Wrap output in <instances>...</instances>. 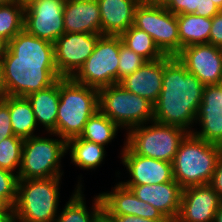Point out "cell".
<instances>
[{
  "instance_id": "1",
  "label": "cell",
  "mask_w": 222,
  "mask_h": 222,
  "mask_svg": "<svg viewBox=\"0 0 222 222\" xmlns=\"http://www.w3.org/2000/svg\"><path fill=\"white\" fill-rule=\"evenodd\" d=\"M1 60L3 95L26 97L62 78L55 66L54 44L25 30L7 43Z\"/></svg>"
},
{
  "instance_id": "2",
  "label": "cell",
  "mask_w": 222,
  "mask_h": 222,
  "mask_svg": "<svg viewBox=\"0 0 222 222\" xmlns=\"http://www.w3.org/2000/svg\"><path fill=\"white\" fill-rule=\"evenodd\" d=\"M204 87L177 57L165 56L162 89L154 104L153 120L192 133Z\"/></svg>"
},
{
  "instance_id": "3",
  "label": "cell",
  "mask_w": 222,
  "mask_h": 222,
  "mask_svg": "<svg viewBox=\"0 0 222 222\" xmlns=\"http://www.w3.org/2000/svg\"><path fill=\"white\" fill-rule=\"evenodd\" d=\"M99 110V90L74 81L71 77L59 79V104L56 134L66 142L79 137L89 118Z\"/></svg>"
},
{
  "instance_id": "4",
  "label": "cell",
  "mask_w": 222,
  "mask_h": 222,
  "mask_svg": "<svg viewBox=\"0 0 222 222\" xmlns=\"http://www.w3.org/2000/svg\"><path fill=\"white\" fill-rule=\"evenodd\" d=\"M222 146L189 133L172 162L173 178L184 189L211 182Z\"/></svg>"
},
{
  "instance_id": "5",
  "label": "cell",
  "mask_w": 222,
  "mask_h": 222,
  "mask_svg": "<svg viewBox=\"0 0 222 222\" xmlns=\"http://www.w3.org/2000/svg\"><path fill=\"white\" fill-rule=\"evenodd\" d=\"M62 177L18 180L14 222H54Z\"/></svg>"
},
{
  "instance_id": "6",
  "label": "cell",
  "mask_w": 222,
  "mask_h": 222,
  "mask_svg": "<svg viewBox=\"0 0 222 222\" xmlns=\"http://www.w3.org/2000/svg\"><path fill=\"white\" fill-rule=\"evenodd\" d=\"M188 134L182 128L153 120L130 129L125 144L135 154L172 163L181 142Z\"/></svg>"
},
{
  "instance_id": "7",
  "label": "cell",
  "mask_w": 222,
  "mask_h": 222,
  "mask_svg": "<svg viewBox=\"0 0 222 222\" xmlns=\"http://www.w3.org/2000/svg\"><path fill=\"white\" fill-rule=\"evenodd\" d=\"M99 110L126 132L154 119V104L119 83L99 89Z\"/></svg>"
},
{
  "instance_id": "8",
  "label": "cell",
  "mask_w": 222,
  "mask_h": 222,
  "mask_svg": "<svg viewBox=\"0 0 222 222\" xmlns=\"http://www.w3.org/2000/svg\"><path fill=\"white\" fill-rule=\"evenodd\" d=\"M67 153V142L35 135L24 140L18 179L62 177L61 159Z\"/></svg>"
},
{
  "instance_id": "9",
  "label": "cell",
  "mask_w": 222,
  "mask_h": 222,
  "mask_svg": "<svg viewBox=\"0 0 222 222\" xmlns=\"http://www.w3.org/2000/svg\"><path fill=\"white\" fill-rule=\"evenodd\" d=\"M119 52L120 35H101L93 53L71 78L98 90L117 84Z\"/></svg>"
},
{
  "instance_id": "10",
  "label": "cell",
  "mask_w": 222,
  "mask_h": 222,
  "mask_svg": "<svg viewBox=\"0 0 222 222\" xmlns=\"http://www.w3.org/2000/svg\"><path fill=\"white\" fill-rule=\"evenodd\" d=\"M133 26L149 34L165 56L176 57L182 50L177 15L163 4L140 2L134 13Z\"/></svg>"
},
{
  "instance_id": "11",
  "label": "cell",
  "mask_w": 222,
  "mask_h": 222,
  "mask_svg": "<svg viewBox=\"0 0 222 222\" xmlns=\"http://www.w3.org/2000/svg\"><path fill=\"white\" fill-rule=\"evenodd\" d=\"M65 0H38L25 8L24 30L54 43L65 33L63 10Z\"/></svg>"
},
{
  "instance_id": "12",
  "label": "cell",
  "mask_w": 222,
  "mask_h": 222,
  "mask_svg": "<svg viewBox=\"0 0 222 222\" xmlns=\"http://www.w3.org/2000/svg\"><path fill=\"white\" fill-rule=\"evenodd\" d=\"M102 34L64 33L53 43L54 61L61 77H72L93 53Z\"/></svg>"
},
{
  "instance_id": "13",
  "label": "cell",
  "mask_w": 222,
  "mask_h": 222,
  "mask_svg": "<svg viewBox=\"0 0 222 222\" xmlns=\"http://www.w3.org/2000/svg\"><path fill=\"white\" fill-rule=\"evenodd\" d=\"M204 86L222 81V48L212 44H194L182 48L176 56Z\"/></svg>"
},
{
  "instance_id": "14",
  "label": "cell",
  "mask_w": 222,
  "mask_h": 222,
  "mask_svg": "<svg viewBox=\"0 0 222 222\" xmlns=\"http://www.w3.org/2000/svg\"><path fill=\"white\" fill-rule=\"evenodd\" d=\"M121 159L131 177L130 180L121 181L122 185H157L174 180L172 163L135 154L125 141Z\"/></svg>"
},
{
  "instance_id": "15",
  "label": "cell",
  "mask_w": 222,
  "mask_h": 222,
  "mask_svg": "<svg viewBox=\"0 0 222 222\" xmlns=\"http://www.w3.org/2000/svg\"><path fill=\"white\" fill-rule=\"evenodd\" d=\"M222 199L209 185L184 188L175 222H214Z\"/></svg>"
},
{
  "instance_id": "16",
  "label": "cell",
  "mask_w": 222,
  "mask_h": 222,
  "mask_svg": "<svg viewBox=\"0 0 222 222\" xmlns=\"http://www.w3.org/2000/svg\"><path fill=\"white\" fill-rule=\"evenodd\" d=\"M197 123L201 129H193V135L222 146V81L204 87L202 102L196 114Z\"/></svg>"
},
{
  "instance_id": "17",
  "label": "cell",
  "mask_w": 222,
  "mask_h": 222,
  "mask_svg": "<svg viewBox=\"0 0 222 222\" xmlns=\"http://www.w3.org/2000/svg\"><path fill=\"white\" fill-rule=\"evenodd\" d=\"M141 201L158 211L169 221L175 222L179 210L183 188L175 181L152 185H123Z\"/></svg>"
},
{
  "instance_id": "18",
  "label": "cell",
  "mask_w": 222,
  "mask_h": 222,
  "mask_svg": "<svg viewBox=\"0 0 222 222\" xmlns=\"http://www.w3.org/2000/svg\"><path fill=\"white\" fill-rule=\"evenodd\" d=\"M103 207L111 215H134L151 220H167L152 205L138 199L132 191L120 182L111 192L99 193Z\"/></svg>"
},
{
  "instance_id": "19",
  "label": "cell",
  "mask_w": 222,
  "mask_h": 222,
  "mask_svg": "<svg viewBox=\"0 0 222 222\" xmlns=\"http://www.w3.org/2000/svg\"><path fill=\"white\" fill-rule=\"evenodd\" d=\"M164 57L146 61L138 70L119 81L125 90L139 95L155 104L162 89Z\"/></svg>"
},
{
  "instance_id": "20",
  "label": "cell",
  "mask_w": 222,
  "mask_h": 222,
  "mask_svg": "<svg viewBox=\"0 0 222 222\" xmlns=\"http://www.w3.org/2000/svg\"><path fill=\"white\" fill-rule=\"evenodd\" d=\"M65 33L101 34V14L97 0H65Z\"/></svg>"
},
{
  "instance_id": "21",
  "label": "cell",
  "mask_w": 222,
  "mask_h": 222,
  "mask_svg": "<svg viewBox=\"0 0 222 222\" xmlns=\"http://www.w3.org/2000/svg\"><path fill=\"white\" fill-rule=\"evenodd\" d=\"M101 14V34L121 35L133 25L141 0H97Z\"/></svg>"
},
{
  "instance_id": "22",
  "label": "cell",
  "mask_w": 222,
  "mask_h": 222,
  "mask_svg": "<svg viewBox=\"0 0 222 222\" xmlns=\"http://www.w3.org/2000/svg\"><path fill=\"white\" fill-rule=\"evenodd\" d=\"M30 101L37 121L47 133L56 134L57 109L59 104V79L50 87L26 96Z\"/></svg>"
},
{
  "instance_id": "23",
  "label": "cell",
  "mask_w": 222,
  "mask_h": 222,
  "mask_svg": "<svg viewBox=\"0 0 222 222\" xmlns=\"http://www.w3.org/2000/svg\"><path fill=\"white\" fill-rule=\"evenodd\" d=\"M1 99L9 106L13 134L24 140L35 136L37 121L27 97L2 95Z\"/></svg>"
},
{
  "instance_id": "24",
  "label": "cell",
  "mask_w": 222,
  "mask_h": 222,
  "mask_svg": "<svg viewBox=\"0 0 222 222\" xmlns=\"http://www.w3.org/2000/svg\"><path fill=\"white\" fill-rule=\"evenodd\" d=\"M177 23L182 48L209 43L212 18H205L194 13L177 14Z\"/></svg>"
},
{
  "instance_id": "25",
  "label": "cell",
  "mask_w": 222,
  "mask_h": 222,
  "mask_svg": "<svg viewBox=\"0 0 222 222\" xmlns=\"http://www.w3.org/2000/svg\"><path fill=\"white\" fill-rule=\"evenodd\" d=\"M82 187V184L78 182L74 193L54 222H93L94 216L103 207L101 196L98 194L94 197L90 213L86 206Z\"/></svg>"
},
{
  "instance_id": "26",
  "label": "cell",
  "mask_w": 222,
  "mask_h": 222,
  "mask_svg": "<svg viewBox=\"0 0 222 222\" xmlns=\"http://www.w3.org/2000/svg\"><path fill=\"white\" fill-rule=\"evenodd\" d=\"M68 151L71 153L72 163L83 170L97 168L103 162L106 155L104 146L81 139L80 137L67 141V153Z\"/></svg>"
},
{
  "instance_id": "27",
  "label": "cell",
  "mask_w": 222,
  "mask_h": 222,
  "mask_svg": "<svg viewBox=\"0 0 222 222\" xmlns=\"http://www.w3.org/2000/svg\"><path fill=\"white\" fill-rule=\"evenodd\" d=\"M118 129L121 128L115 122L97 110L86 122L79 137L105 147L116 137Z\"/></svg>"
},
{
  "instance_id": "28",
  "label": "cell",
  "mask_w": 222,
  "mask_h": 222,
  "mask_svg": "<svg viewBox=\"0 0 222 222\" xmlns=\"http://www.w3.org/2000/svg\"><path fill=\"white\" fill-rule=\"evenodd\" d=\"M120 37L125 46L143 57L146 61H154L165 57L155 44L153 38L145 31L133 25L123 32Z\"/></svg>"
},
{
  "instance_id": "29",
  "label": "cell",
  "mask_w": 222,
  "mask_h": 222,
  "mask_svg": "<svg viewBox=\"0 0 222 222\" xmlns=\"http://www.w3.org/2000/svg\"><path fill=\"white\" fill-rule=\"evenodd\" d=\"M25 8L17 1L0 5V38L8 43L24 30Z\"/></svg>"
},
{
  "instance_id": "30",
  "label": "cell",
  "mask_w": 222,
  "mask_h": 222,
  "mask_svg": "<svg viewBox=\"0 0 222 222\" xmlns=\"http://www.w3.org/2000/svg\"><path fill=\"white\" fill-rule=\"evenodd\" d=\"M23 143L24 139L15 135L3 139L0 143V169H5L13 173L16 171L18 175L21 165Z\"/></svg>"
},
{
  "instance_id": "31",
  "label": "cell",
  "mask_w": 222,
  "mask_h": 222,
  "mask_svg": "<svg viewBox=\"0 0 222 222\" xmlns=\"http://www.w3.org/2000/svg\"><path fill=\"white\" fill-rule=\"evenodd\" d=\"M146 60L133 50L129 49L122 42L120 37V52H119V66H118V83L124 77L133 74L138 70Z\"/></svg>"
},
{
  "instance_id": "32",
  "label": "cell",
  "mask_w": 222,
  "mask_h": 222,
  "mask_svg": "<svg viewBox=\"0 0 222 222\" xmlns=\"http://www.w3.org/2000/svg\"><path fill=\"white\" fill-rule=\"evenodd\" d=\"M18 180L16 173L0 169V196L4 197L13 207L17 201Z\"/></svg>"
},
{
  "instance_id": "33",
  "label": "cell",
  "mask_w": 222,
  "mask_h": 222,
  "mask_svg": "<svg viewBox=\"0 0 222 222\" xmlns=\"http://www.w3.org/2000/svg\"><path fill=\"white\" fill-rule=\"evenodd\" d=\"M201 0H166L163 5L171 13L191 14L200 11Z\"/></svg>"
},
{
  "instance_id": "34",
  "label": "cell",
  "mask_w": 222,
  "mask_h": 222,
  "mask_svg": "<svg viewBox=\"0 0 222 222\" xmlns=\"http://www.w3.org/2000/svg\"><path fill=\"white\" fill-rule=\"evenodd\" d=\"M14 136L9 114V106L0 99V143L3 139Z\"/></svg>"
},
{
  "instance_id": "35",
  "label": "cell",
  "mask_w": 222,
  "mask_h": 222,
  "mask_svg": "<svg viewBox=\"0 0 222 222\" xmlns=\"http://www.w3.org/2000/svg\"><path fill=\"white\" fill-rule=\"evenodd\" d=\"M209 44L222 48V11L212 18Z\"/></svg>"
},
{
  "instance_id": "36",
  "label": "cell",
  "mask_w": 222,
  "mask_h": 222,
  "mask_svg": "<svg viewBox=\"0 0 222 222\" xmlns=\"http://www.w3.org/2000/svg\"><path fill=\"white\" fill-rule=\"evenodd\" d=\"M209 185L222 199V153L218 157L215 171L213 172V176Z\"/></svg>"
},
{
  "instance_id": "37",
  "label": "cell",
  "mask_w": 222,
  "mask_h": 222,
  "mask_svg": "<svg viewBox=\"0 0 222 222\" xmlns=\"http://www.w3.org/2000/svg\"><path fill=\"white\" fill-rule=\"evenodd\" d=\"M221 10L210 0H201L200 11H195L194 14L205 18H213Z\"/></svg>"
},
{
  "instance_id": "38",
  "label": "cell",
  "mask_w": 222,
  "mask_h": 222,
  "mask_svg": "<svg viewBox=\"0 0 222 222\" xmlns=\"http://www.w3.org/2000/svg\"><path fill=\"white\" fill-rule=\"evenodd\" d=\"M117 222H169L168 220H151L134 215H112Z\"/></svg>"
},
{
  "instance_id": "39",
  "label": "cell",
  "mask_w": 222,
  "mask_h": 222,
  "mask_svg": "<svg viewBox=\"0 0 222 222\" xmlns=\"http://www.w3.org/2000/svg\"><path fill=\"white\" fill-rule=\"evenodd\" d=\"M93 222H117L115 216H112L104 207H102L94 216Z\"/></svg>"
},
{
  "instance_id": "40",
  "label": "cell",
  "mask_w": 222,
  "mask_h": 222,
  "mask_svg": "<svg viewBox=\"0 0 222 222\" xmlns=\"http://www.w3.org/2000/svg\"><path fill=\"white\" fill-rule=\"evenodd\" d=\"M0 212H14V207L2 196H0Z\"/></svg>"
},
{
  "instance_id": "41",
  "label": "cell",
  "mask_w": 222,
  "mask_h": 222,
  "mask_svg": "<svg viewBox=\"0 0 222 222\" xmlns=\"http://www.w3.org/2000/svg\"><path fill=\"white\" fill-rule=\"evenodd\" d=\"M0 222H14V212H0Z\"/></svg>"
},
{
  "instance_id": "42",
  "label": "cell",
  "mask_w": 222,
  "mask_h": 222,
  "mask_svg": "<svg viewBox=\"0 0 222 222\" xmlns=\"http://www.w3.org/2000/svg\"><path fill=\"white\" fill-rule=\"evenodd\" d=\"M214 222H222V204L218 208V211L215 214Z\"/></svg>"
},
{
  "instance_id": "43",
  "label": "cell",
  "mask_w": 222,
  "mask_h": 222,
  "mask_svg": "<svg viewBox=\"0 0 222 222\" xmlns=\"http://www.w3.org/2000/svg\"><path fill=\"white\" fill-rule=\"evenodd\" d=\"M38 0H17V2L23 6L24 8H26L27 6H29L30 4H32L33 2H36Z\"/></svg>"
},
{
  "instance_id": "44",
  "label": "cell",
  "mask_w": 222,
  "mask_h": 222,
  "mask_svg": "<svg viewBox=\"0 0 222 222\" xmlns=\"http://www.w3.org/2000/svg\"><path fill=\"white\" fill-rule=\"evenodd\" d=\"M7 43L0 38V58L4 55Z\"/></svg>"
},
{
  "instance_id": "45",
  "label": "cell",
  "mask_w": 222,
  "mask_h": 222,
  "mask_svg": "<svg viewBox=\"0 0 222 222\" xmlns=\"http://www.w3.org/2000/svg\"><path fill=\"white\" fill-rule=\"evenodd\" d=\"M0 95H3L2 60L0 58Z\"/></svg>"
},
{
  "instance_id": "46",
  "label": "cell",
  "mask_w": 222,
  "mask_h": 222,
  "mask_svg": "<svg viewBox=\"0 0 222 222\" xmlns=\"http://www.w3.org/2000/svg\"><path fill=\"white\" fill-rule=\"evenodd\" d=\"M166 0H141V2L145 3H158V4H163Z\"/></svg>"
},
{
  "instance_id": "47",
  "label": "cell",
  "mask_w": 222,
  "mask_h": 222,
  "mask_svg": "<svg viewBox=\"0 0 222 222\" xmlns=\"http://www.w3.org/2000/svg\"><path fill=\"white\" fill-rule=\"evenodd\" d=\"M222 11V0H210Z\"/></svg>"
},
{
  "instance_id": "48",
  "label": "cell",
  "mask_w": 222,
  "mask_h": 222,
  "mask_svg": "<svg viewBox=\"0 0 222 222\" xmlns=\"http://www.w3.org/2000/svg\"><path fill=\"white\" fill-rule=\"evenodd\" d=\"M17 0H0V5H6V4H10V3H14Z\"/></svg>"
}]
</instances>
